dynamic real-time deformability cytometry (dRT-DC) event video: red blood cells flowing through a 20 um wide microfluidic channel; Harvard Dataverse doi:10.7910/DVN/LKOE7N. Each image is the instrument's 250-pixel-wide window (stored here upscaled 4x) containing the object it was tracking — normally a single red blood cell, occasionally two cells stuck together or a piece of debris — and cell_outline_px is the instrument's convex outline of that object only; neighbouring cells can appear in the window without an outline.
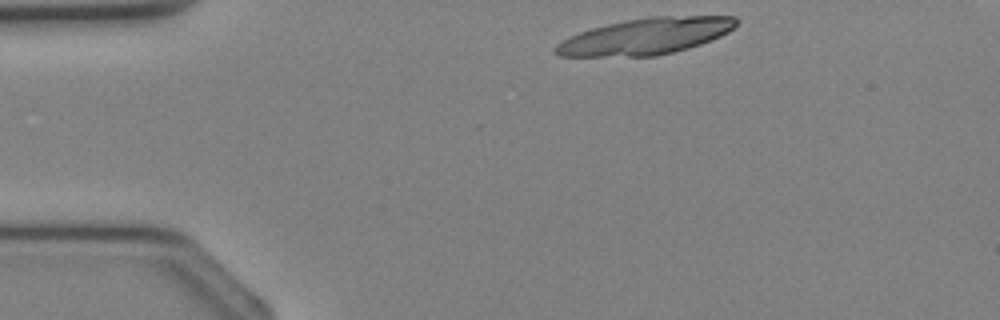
{"species": "Egyptian fruit bat (a non-hibernating species)", "species_latin": "Rousettus aegyptiacus", "temperature_condition": "cold", "stored_images_in_passage": 32, "segment_of_instrument_passage": [1, 2], "camera_frame_rate_fps": 3000, "um_per_image_px": 0.085, "animal": {"sex": "female"}, "frame": {"image": 1, "passage_image": 1, "time_ms": 0.0, "image_size_px": [1000, 320], "cell_outline_px": [[740, 20], [728, 32], [712, 40], [688, 48], [656, 56], [560, 56], [552, 52], [556, 44], [568, 36], [592, 28], [608, 24], [648, 16], [736, 16]], "centroid_in_image_um": [54.88, 3.08], "position_along_channel_um": 30.1, "area_um2": 38.15}}
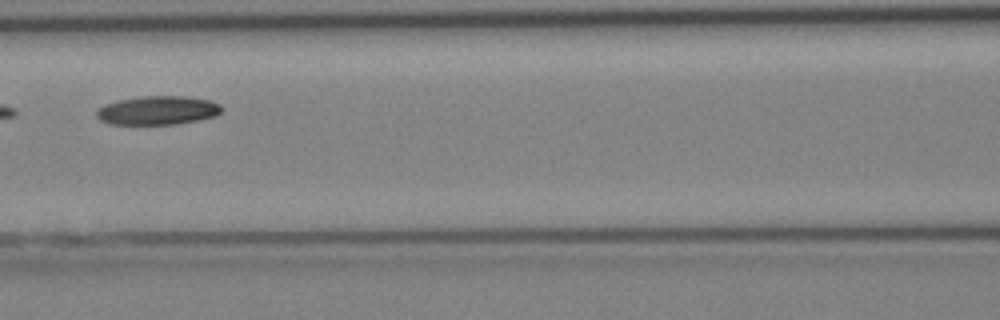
{"frame": {"image": 2, "passage_image": 11, "time_ms": 3.333, "image_size_px": [1000, 320], "cell_outline_px": [[224, 108], [216, 116], [176, 124], [112, 124], [100, 120], [96, 116], [96, 112], [104, 104], [120, 100], [140, 96], [188, 96], [208, 100], [220, 104]], "centroid_in_image_um": [13.42, 9.37], "position_along_channel_um": 153.2, "area_um2": 20.92}}
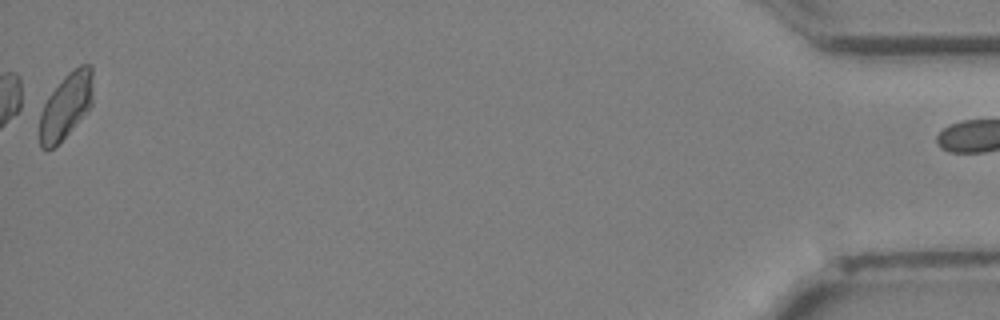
{"frame": {"image": 3, "passage_image": 31, "time_ms": 10.0, "image_size_px": [1000, 320], "cell_outline_px": [[92, 104], [72, 128], [52, 148], [40, 148], [40, 112], [48, 96], [64, 76], [68, 72], [80, 64], [92, 64]], "centroid_in_image_um": [5.61, 8.94], "position_along_channel_um": 429.6, "area_um2": 20.0}}